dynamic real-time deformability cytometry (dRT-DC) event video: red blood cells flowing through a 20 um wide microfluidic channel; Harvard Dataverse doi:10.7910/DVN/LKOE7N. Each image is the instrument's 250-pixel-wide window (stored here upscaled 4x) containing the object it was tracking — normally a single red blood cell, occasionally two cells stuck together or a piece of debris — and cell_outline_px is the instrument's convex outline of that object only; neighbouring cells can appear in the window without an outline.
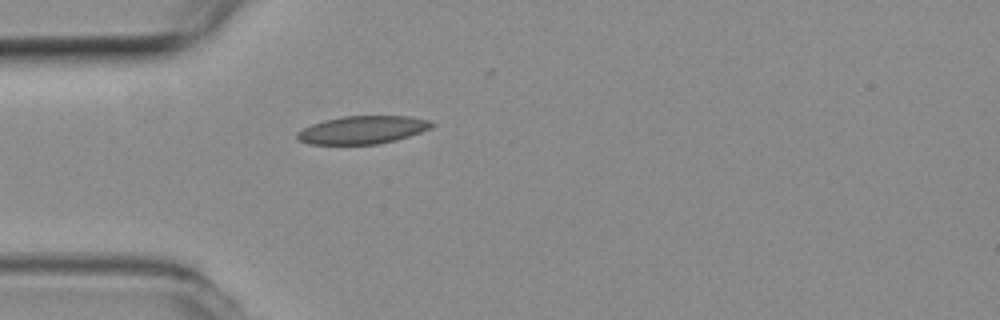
{"species": "common noctule bat (a hibernating species)", "species_latin": "Nyctalus noctula", "temperature_condition": "room temperature", "stored_images_in_passage": 32, "camera_frame_rate_fps": 3000, "um_per_image_px": 0.085, "animal": {"sex": "female", "body_mass_g": 19.3, "forearm_length_mm": 54.1}, "frame": {"image": 1, "passage_image": 1, "time_ms": 0.0, "image_size_px": [1000, 320], "cell_outline_px": [[436, 124], [432, 128], [396, 140], [380, 144], [308, 144], [300, 140], [296, 136], [296, 132], [312, 124], [324, 120], [344, 116], [408, 116], [432, 120]], "centroid_in_image_um": [30.86, 11.03], "position_along_channel_um": 54.1, "area_um2": 21.96}}
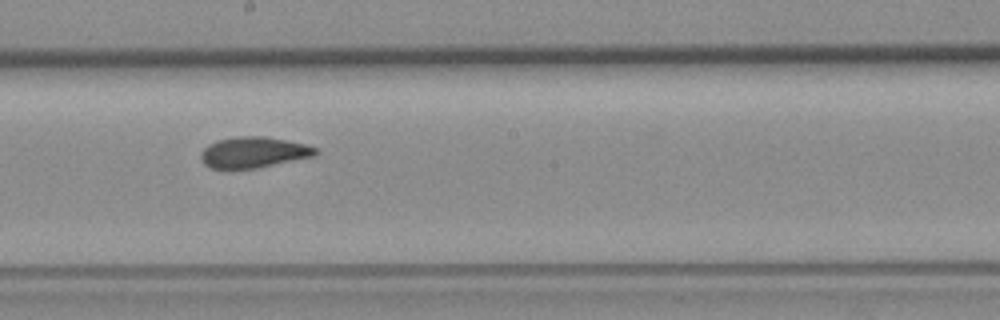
{"frame": {"image": 2, "passage_image": 15, "time_ms": 4.667, "image_size_px": [1000, 320], "cell_outline_px": [[320, 152], [316, 156], [256, 168], [212, 168], [204, 164], [200, 156], [204, 148], [208, 144], [216, 140], [236, 136], [264, 136], [308, 144], [316, 148]], "centroid_in_image_um": [21.59, 12.93], "position_along_channel_um": 226.6, "area_um2": 20.75}}
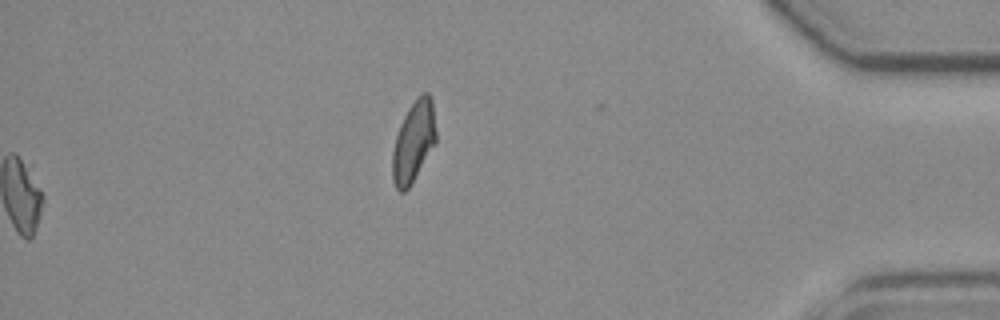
{"frame": {"image": 3, "passage_image": 32, "time_ms": 10.333, "image_size_px": [1000, 320], "cell_outline_px": [[436, 140], [408, 188], [404, 192], [400, 192], [396, 188], [392, 180], [392, 152], [396, 136], [400, 124], [408, 108], [416, 96], [424, 92], [428, 92], [432, 100], [436, 132]], "centroid_in_image_um": [35.13, 12.0], "position_along_channel_um": 400.1, "area_um2": 20.29}, "authors_computed_cell_mechanics": {"area_um2": 20.808, "velocity_mm_per_s": 3.8202, "shape_relaxation_time_tau1_ms": 9.7745, "shape_relaxation_time_tau2_ms": 2.079, "deformation_change_tau1": 0.2125, "deformation_change_tau2": 0.0736}}